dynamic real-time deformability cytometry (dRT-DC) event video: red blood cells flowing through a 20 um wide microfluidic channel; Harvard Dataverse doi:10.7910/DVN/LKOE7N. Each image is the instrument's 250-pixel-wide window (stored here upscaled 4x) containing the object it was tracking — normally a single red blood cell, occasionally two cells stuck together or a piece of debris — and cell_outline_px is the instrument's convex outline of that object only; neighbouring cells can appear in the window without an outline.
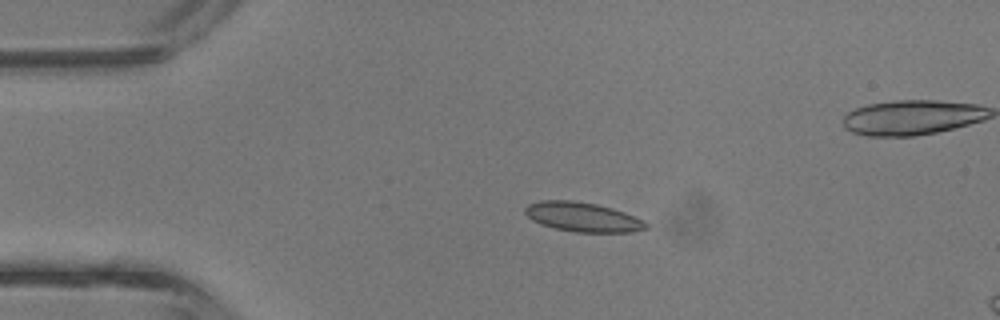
{"species": "common noctule bat (a hibernating species)", "species_latin": "Nyctalus noctula", "temperature_condition": "room temperature", "stored_images_in_passage": 4, "camera_frame_rate_fps": 3000, "um_per_image_px": 0.085, "animal": {"sex": "male", "body_mass_g": 13.3}, "frame": {"image": 1, "passage_image": 2, "time_ms": 0.333, "image_size_px": [1000, 320], "cell_outline_px": [[648, 228], [632, 232], [576, 232], [556, 228], [540, 224], [532, 220], [524, 212], [524, 208], [528, 204], [540, 200], [572, 200], [596, 204], [612, 208], [624, 212], [644, 220], [648, 224]], "centroid_in_image_um": [49.53, 18.44], "position_along_channel_um": 35.5, "area_um2": 20.75}}